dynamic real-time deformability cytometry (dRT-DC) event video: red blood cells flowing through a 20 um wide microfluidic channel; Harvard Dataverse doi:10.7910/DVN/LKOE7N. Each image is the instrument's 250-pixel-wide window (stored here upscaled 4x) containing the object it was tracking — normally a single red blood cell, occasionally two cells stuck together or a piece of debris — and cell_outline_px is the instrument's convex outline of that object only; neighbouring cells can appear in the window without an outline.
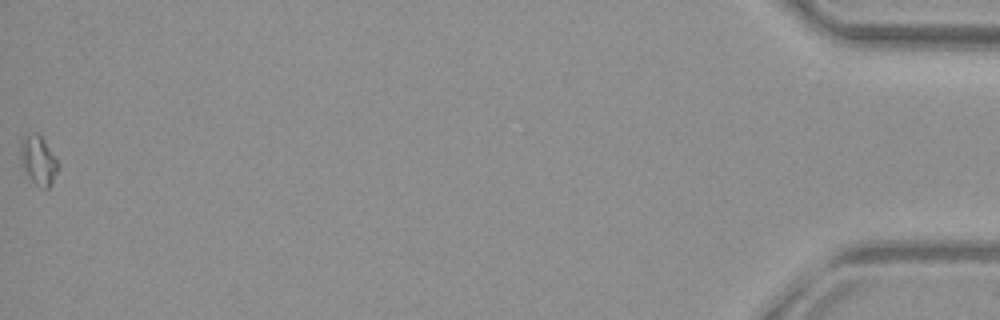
{"species": "common noctule bat (a hibernating species)", "species_latin": "Nyctalus noctula", "temperature_condition": "warm", "stored_images_in_passage": 53, "camera_frame_rate_fps": 3000, "um_per_image_px": 0.085, "animal": {"sex": "female", "body_mass_g": 29.2, "forearm_length_mm": 56.3}, "frame": {"image": 1, "passage_image": 53, "time_ms": 17.333, "image_size_px": [1000, 320], "cell_outline_px": [[56, 172], [52, 184], [48, 188], [44, 188], [36, 184], [20, 168], [20, 140], [36, 132], [40, 136], [56, 160]], "centroid_in_image_um": [3.18, 13.66], "position_along_channel_um": 432.0, "area_um2": 10.35}}